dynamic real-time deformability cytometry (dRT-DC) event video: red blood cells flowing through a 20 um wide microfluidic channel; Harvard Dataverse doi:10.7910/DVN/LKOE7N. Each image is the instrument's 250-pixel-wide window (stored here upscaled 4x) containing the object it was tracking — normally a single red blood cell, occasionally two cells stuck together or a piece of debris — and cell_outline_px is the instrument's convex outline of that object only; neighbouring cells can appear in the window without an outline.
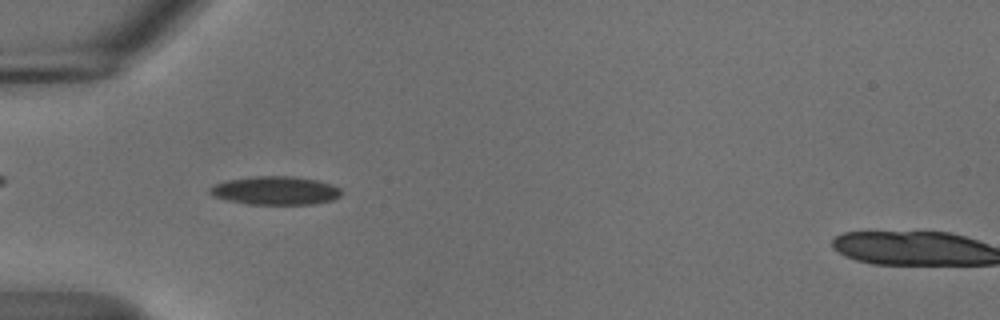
{"species": "common noctule bat (a hibernating species)", "species_latin": "Nyctalus noctula", "temperature_condition": "cold", "stored_images_in_passage": 54, "camera_frame_rate_fps": 3000, "um_per_image_px": 0.085, "animal": {"sex": "male", "body_mass_g": 18.8}, "frame": {"image": 1, "passage_image": 17, "time_ms": 5.333, "image_size_px": [1000, 320], "cell_outline_px": [[340, 196], [332, 200], [312, 204], [248, 204], [228, 200], [212, 196], [208, 192], [208, 188], [216, 184], [228, 180], [256, 176], [292, 176], [316, 180], [340, 188]], "centroid_in_image_um": [23.37, 16.2], "position_along_channel_um": 61.6, "area_um2": 21.56}}
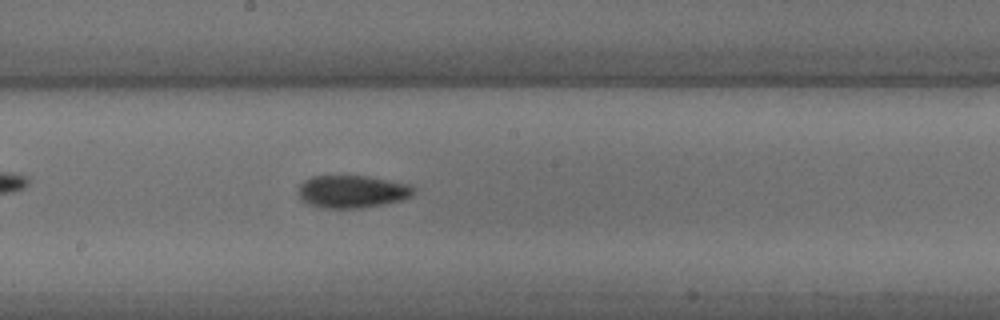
{"frame": {"image": 2, "passage_image": 30, "time_ms": 9.667, "image_size_px": [1000, 320], "cell_outline_px": [[416, 192], [400, 200], [384, 204], [360, 208], [324, 208], [308, 204], [300, 200], [296, 192], [300, 184], [304, 180], [312, 176], [364, 176], [412, 184]], "centroid_in_image_um": [29.88, 16.28], "position_along_channel_um": 218.3, "area_um2": 22.02}}
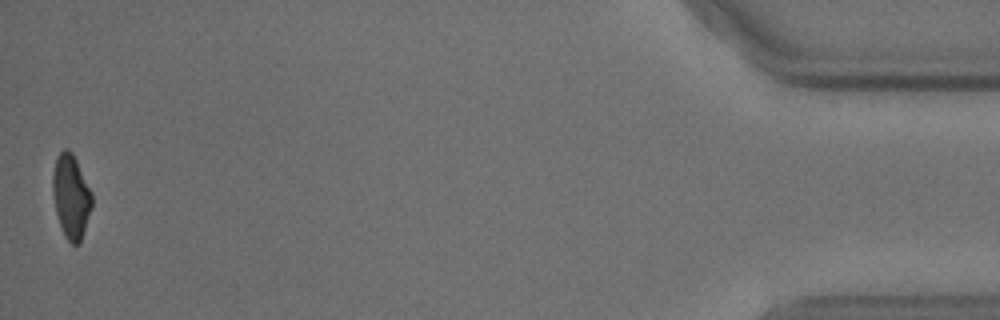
{"frame": {"image": 3, "passage_image": 54, "time_ms": 17.667, "image_size_px": [1000, 320], "cell_outline_px": [[92, 208], [80, 244], [76, 248], [64, 236], [56, 212], [52, 192], [52, 176], [56, 156], [64, 148], [68, 148], [72, 152], [92, 192]], "centroid_in_image_um": [6.04, 16.71], "position_along_channel_um": 429.2, "area_um2": 19.42}, "authors_computed_cell_mechanics": {"area_um2": 20.5768, "velocity_mm_per_s": 3.6944, "shape_relaxation_time_tau1_ms": 9.1661, "shape_relaxation_time_tau2_ms": 10.0953, "deformation_change_tau1": 0.1805, "deformation_change_tau2": 0.1504}}